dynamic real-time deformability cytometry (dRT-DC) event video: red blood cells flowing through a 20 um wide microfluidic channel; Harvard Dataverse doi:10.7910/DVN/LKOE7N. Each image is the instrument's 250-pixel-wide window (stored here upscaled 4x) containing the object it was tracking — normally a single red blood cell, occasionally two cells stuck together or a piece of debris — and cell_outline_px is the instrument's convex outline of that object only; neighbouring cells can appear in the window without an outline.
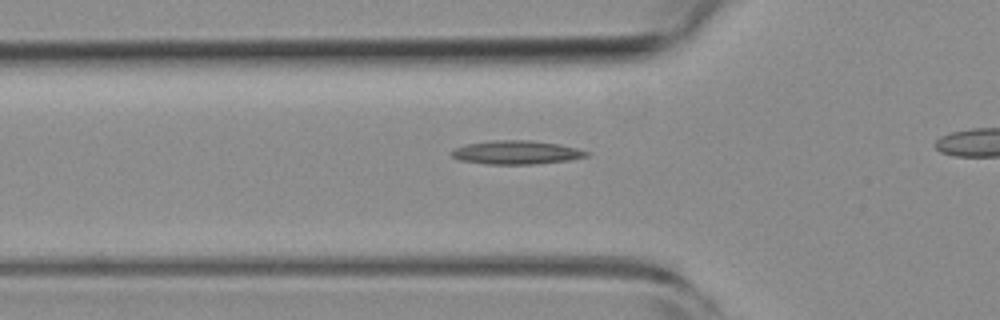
{"species": "common noctule bat (a hibernating species)", "species_latin": "Nyctalus noctula", "temperature_condition": "room temperature", "stored_images_in_passage": 40, "camera_frame_rate_fps": 3000, "um_per_image_px": 0.085, "animal": {"sex": "female", "body_mass_g": 19.3, "forearm_length_mm": 54.1}, "frame": {"image": 1, "passage_image": 14, "time_ms": 4.333, "image_size_px": [1000, 320], "cell_outline_px": [[592, 152], [588, 156], [568, 160], [536, 164], [488, 164], [460, 160], [452, 156], [452, 152], [456, 148], [464, 144], [492, 140], [532, 140], [560, 144]], "centroid_in_image_um": [43.93, 12.95], "position_along_channel_um": 81.9, "area_um2": 18.61}}
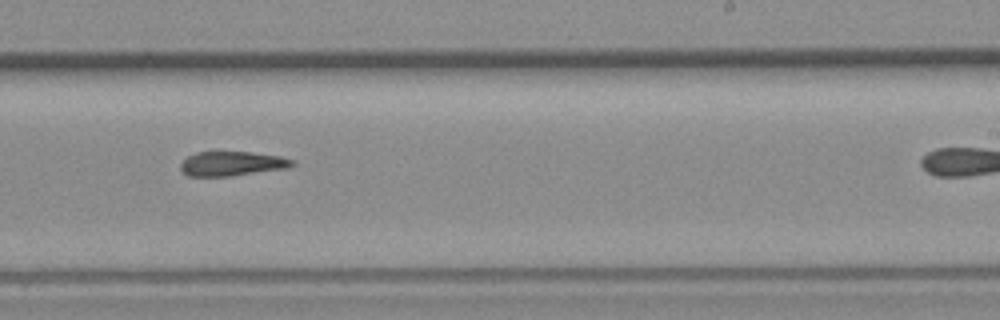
{"frame": {"image": 2, "passage_image": 29, "time_ms": 9.333, "image_size_px": [1000, 320], "cell_outline_px": [[296, 164], [288, 168], [228, 176], [188, 176], [180, 168], [180, 164], [188, 156], [196, 152], [252, 152], [280, 156], [296, 160]], "centroid_in_image_um": [19.76, 13.9], "position_along_channel_um": 269.2, "area_um2": 15.9}}
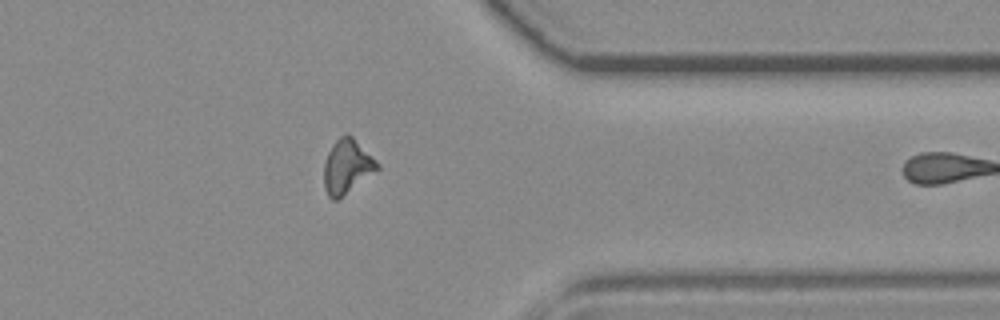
{"frame": {"image": 3, "passage_image": 39, "time_ms": 12.667, "image_size_px": [1000, 320], "cell_outline_px": [[380, 168], [336, 200], [332, 200], [328, 196], [324, 188], [324, 164], [328, 152], [332, 144], [344, 132], [352, 136], [380, 164]], "centroid_in_image_um": [29.48, 14.13], "position_along_channel_um": 381.9, "area_um2": 16.65}}